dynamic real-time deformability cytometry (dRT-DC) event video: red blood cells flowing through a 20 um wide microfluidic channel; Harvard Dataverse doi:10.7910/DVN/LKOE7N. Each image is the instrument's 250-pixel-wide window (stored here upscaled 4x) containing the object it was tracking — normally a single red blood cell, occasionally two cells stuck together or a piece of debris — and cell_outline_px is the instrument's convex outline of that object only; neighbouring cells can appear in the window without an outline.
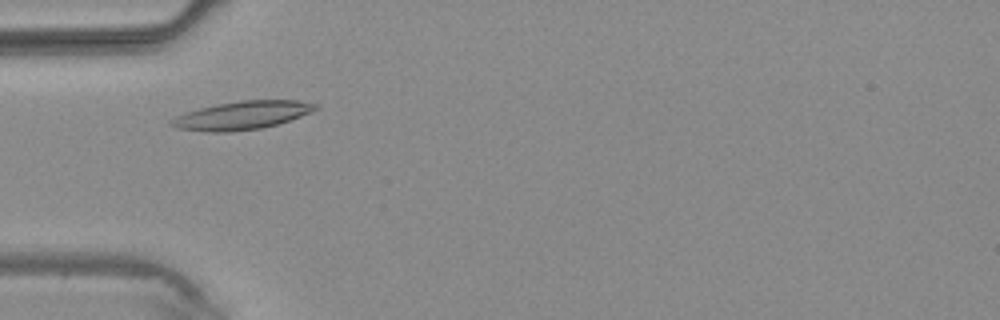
{"species": "common noctule bat (a hibernating species)", "species_latin": "Nyctalus noctula", "temperature_condition": "warm", "stored_images_in_passage": 2, "camera_frame_rate_fps": 3000, "um_per_image_px": 0.085, "animal": {"sex": "male", "body_mass_g": 20.4}, "frame": {"image": 1, "passage_image": 2, "time_ms": 2.0, "image_size_px": [1000, 320], "cell_outline_px": [[320, 108], [312, 112], [276, 124], [260, 128], [228, 132], [204, 132], [176, 128], [168, 124], [168, 120], [176, 116], [200, 108], [240, 100], [296, 100], [320, 104]], "centroid_in_image_um": [20.57, 9.8], "position_along_channel_um": 64.4, "area_um2": 23.7}}